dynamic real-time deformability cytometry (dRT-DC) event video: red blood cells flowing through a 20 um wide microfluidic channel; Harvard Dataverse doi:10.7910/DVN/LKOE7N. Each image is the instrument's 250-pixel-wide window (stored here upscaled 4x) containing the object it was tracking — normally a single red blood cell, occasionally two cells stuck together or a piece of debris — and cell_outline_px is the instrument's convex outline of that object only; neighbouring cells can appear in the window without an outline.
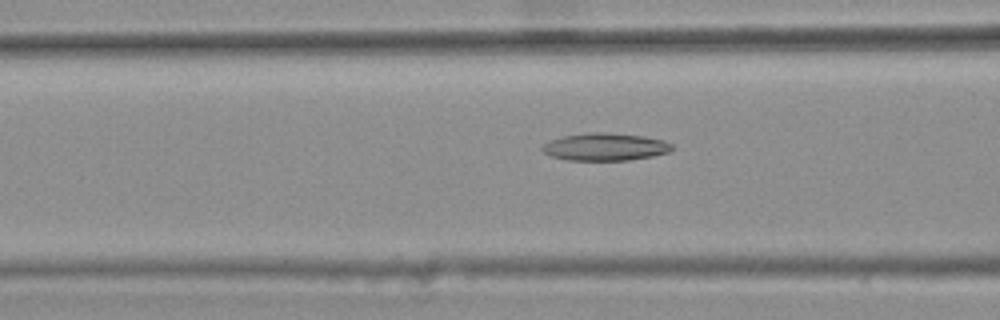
{"species": "common noctule bat (a hibernating species)", "species_latin": "Nyctalus noctula", "temperature_condition": "warm", "stored_images_in_passage": 31, "camera_frame_rate_fps": 3000, "um_per_image_px": 0.085, "animal": {"sex": "female", "body_mass_g": 25.1}, "frame": {"image": 1, "passage_image": 9, "time_ms": 2.667, "image_size_px": [1000, 320], "cell_outline_px": [[672, 148], [668, 152], [652, 156], [628, 160], [568, 160], [552, 156], [544, 152], [540, 148], [544, 144], [552, 140], [564, 136], [588, 132], [604, 132], [644, 136], [664, 140], [672, 144]], "centroid_in_image_um": [51.44, 12.48], "position_along_channel_um": 115.2, "area_um2": 20.63}}
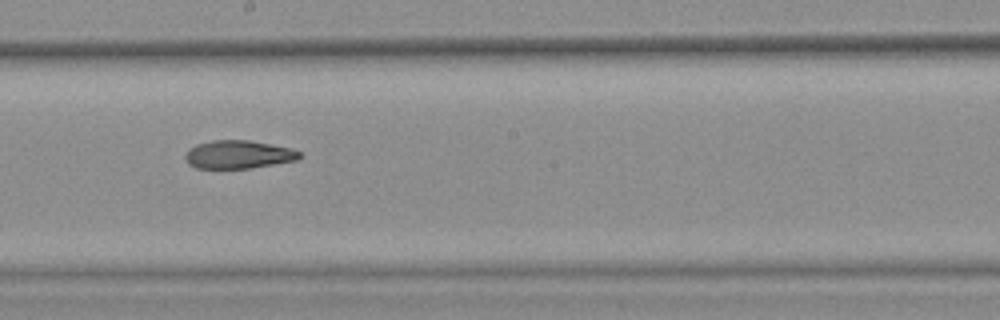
{"frame": {"image": 2, "passage_image": 18, "time_ms": 5.667, "image_size_px": [1000, 320], "cell_outline_px": [[304, 156], [296, 160], [248, 168], [196, 168], [188, 164], [184, 156], [188, 148], [196, 144], [212, 140], [248, 140], [272, 144], [292, 148], [300, 152]], "centroid_in_image_um": [20.25, 13.12], "position_along_channel_um": 228.0, "area_um2": 18.84}}
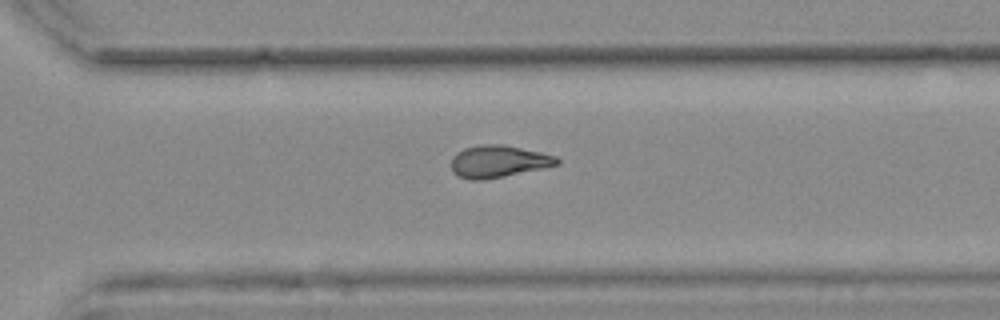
{"frame": {"image": 3, "passage_image": 26, "time_ms": 8.333, "image_size_px": [1000, 320], "cell_outline_px": [[560, 164], [544, 168], [484, 180], [472, 180], [456, 176], [452, 172], [452, 156], [456, 152], [464, 148], [480, 144], [500, 144], [540, 152], [556, 156], [560, 160]], "centroid_in_image_um": [42.34, 13.72], "position_along_channel_um": 328.3, "area_um2": 19.88}, "authors_computed_cell_mechanics": {"area_um2": 19.652, "velocity_mm_per_s": 3.7619, "shape_relaxation_time_tau1_ms": null, "shape_relaxation_time_tau2_ms": 7.5406, "deformation_change_tau1": null, "deformation_change_tau2": 0.1477}}